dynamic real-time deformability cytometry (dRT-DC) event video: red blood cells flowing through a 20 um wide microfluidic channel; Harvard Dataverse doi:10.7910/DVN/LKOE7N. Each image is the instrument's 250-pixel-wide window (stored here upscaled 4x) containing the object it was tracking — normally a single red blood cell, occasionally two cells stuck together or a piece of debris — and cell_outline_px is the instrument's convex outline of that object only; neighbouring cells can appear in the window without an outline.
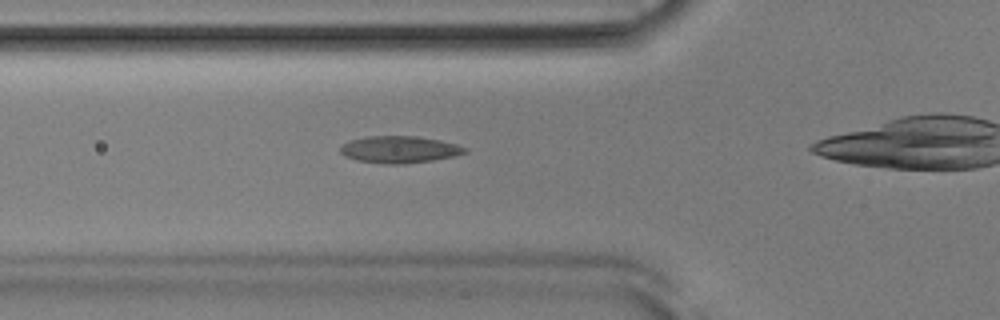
{"species": "Egyptian fruit bat (a non-hibernating species)", "species_latin": "Rousettus aegyptiacus", "temperature_condition": "room temperature", "stored_images_in_passage": 32, "camera_frame_rate_fps": 3000, "um_per_image_px": 0.085, "animal": {"sex": "male"}, "frame": {"image": 1, "passage_image": 8, "time_ms": 2.333, "image_size_px": [1000, 320], "cell_outline_px": [[468, 152], [452, 156], [432, 160], [404, 164], [388, 164], [356, 160], [344, 156], [340, 152], [340, 144], [364, 136], [416, 136], [440, 140], [456, 144], [468, 148]], "centroid_in_image_um": [33.92, 12.7], "position_along_channel_um": 91.9, "area_um2": 19.59}}
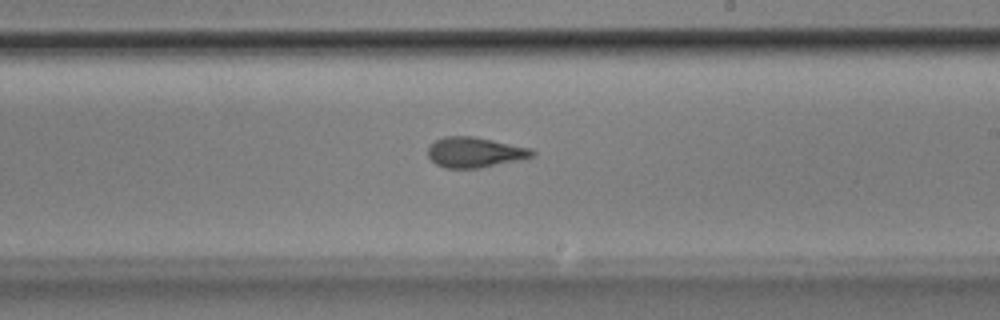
{"frame": {"image": 2, "passage_image": 20, "time_ms": 6.333, "image_size_px": [1000, 320], "cell_outline_px": [[536, 156], [528, 160], [480, 168], [444, 168], [436, 164], [428, 156], [428, 148], [436, 140], [444, 136], [472, 136], [532, 148], [536, 152]], "centroid_in_image_um": [40.46, 12.97], "position_along_channel_um": 248.5, "area_um2": 18.84}}
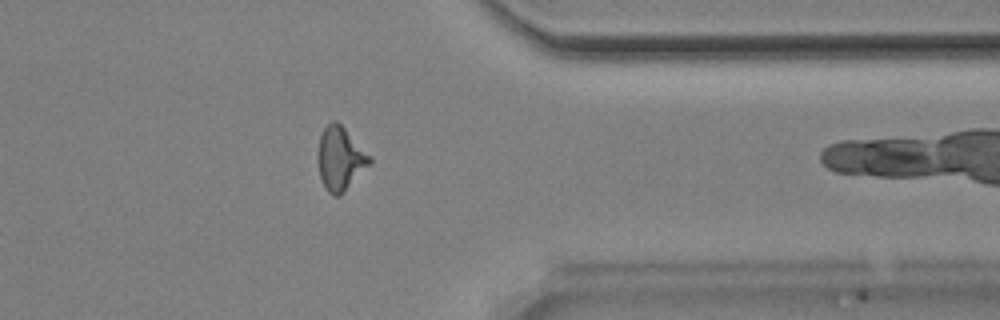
{"frame": {"image": 3, "passage_image": 31, "time_ms": 10.0, "image_size_px": [1000, 320], "cell_outline_px": [[372, 164], [340, 196], [332, 196], [324, 188], [320, 176], [316, 160], [316, 156], [320, 136], [324, 128], [332, 120], [336, 120], [372, 156]], "centroid_in_image_um": [28.92, 13.51], "position_along_channel_um": 382.5, "area_um2": 19.59}}